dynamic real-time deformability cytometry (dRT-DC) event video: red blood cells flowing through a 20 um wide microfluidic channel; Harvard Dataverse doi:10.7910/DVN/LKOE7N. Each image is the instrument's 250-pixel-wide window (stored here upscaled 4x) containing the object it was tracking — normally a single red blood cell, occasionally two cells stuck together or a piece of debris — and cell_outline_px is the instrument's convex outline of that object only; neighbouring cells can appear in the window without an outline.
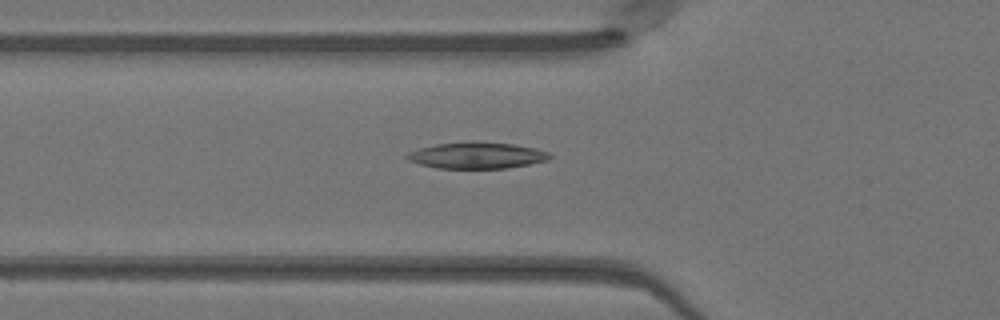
{"species": "Egyptian fruit bat (a non-hibernating species)", "species_latin": "Rousettus aegyptiacus", "temperature_condition": "warm", "stored_images_in_passage": 33, "camera_frame_rate_fps": 3000, "um_per_image_px": 0.085, "animal": {"sex": "female"}, "frame": {"image": 1, "passage_image": 2, "time_ms": 0.333, "image_size_px": [1000, 320], "cell_outline_px": [[552, 156], [548, 160], [508, 168], [436, 168], [420, 164], [408, 160], [404, 156], [408, 152], [420, 148], [436, 144], [468, 140], [476, 140], [516, 144], [536, 148], [548, 152]], "centroid_in_image_um": [40.53, 13.18], "position_along_channel_um": 85.3, "area_um2": 22.31}}
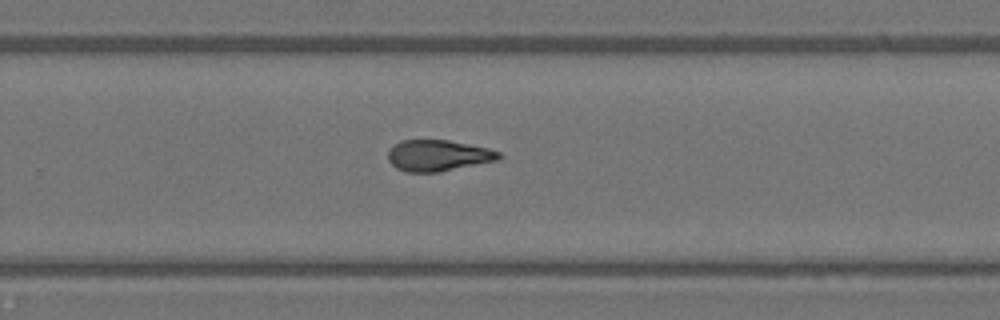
{"frame": {"image": 2, "passage_image": 17, "time_ms": 5.333, "image_size_px": [1000, 320], "cell_outline_px": [[500, 156], [496, 160], [440, 172], [404, 172], [396, 168], [388, 160], [388, 152], [400, 140], [448, 140], [488, 148], [500, 152]], "centroid_in_image_um": [37.21, 13.22], "position_along_channel_um": 292.6, "area_um2": 19.94}}
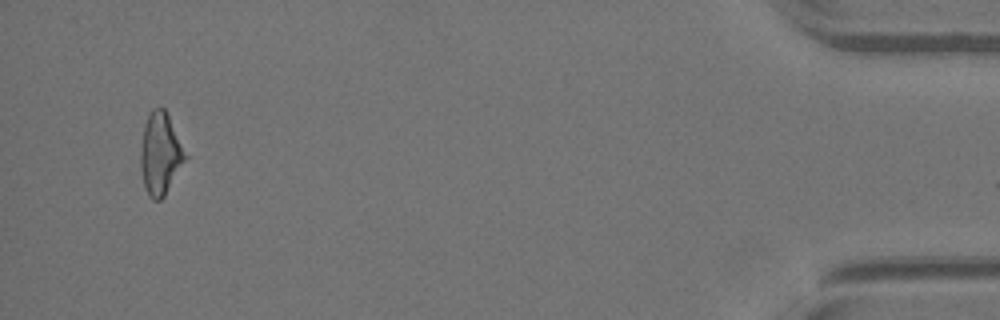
{"frame": {"image": 3, "passage_image": 32, "time_ms": 10.333, "image_size_px": [1000, 320], "cell_outline_px": [[188, 156], [164, 196], [160, 200], [152, 200], [148, 196], [144, 184], [140, 168], [140, 148], [144, 124], [152, 108], [164, 108]], "centroid_in_image_um": [13.61, 13.09], "position_along_channel_um": 421.6, "area_um2": 21.21}, "authors_computed_cell_mechanics": {"area_um2": 20.4612, "velocity_mm_per_s": 4.1416, "shape_relaxation_time_tau1_ms": 10.8276, "shape_relaxation_time_tau2_ms": 3.2228, "deformation_change_tau1": 0.2853, "deformation_change_tau2": 0.1142}}